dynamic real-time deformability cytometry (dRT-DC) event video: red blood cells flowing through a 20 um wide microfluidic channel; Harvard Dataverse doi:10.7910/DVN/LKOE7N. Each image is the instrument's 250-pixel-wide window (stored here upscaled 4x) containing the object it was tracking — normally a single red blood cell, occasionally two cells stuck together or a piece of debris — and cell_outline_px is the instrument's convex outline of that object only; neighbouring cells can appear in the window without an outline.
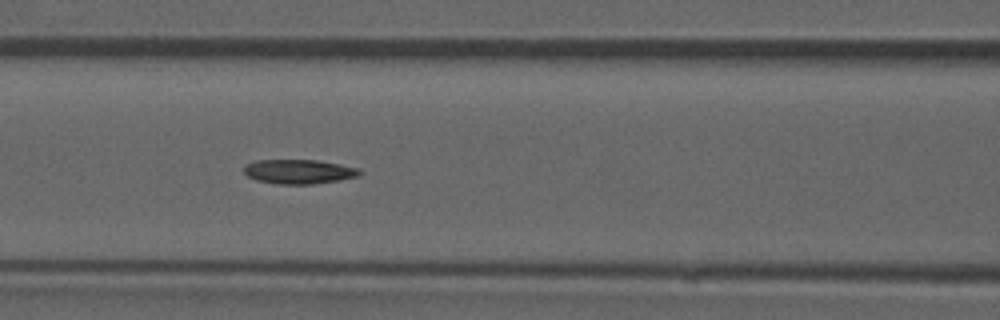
{"species": "common noctule bat (a hibernating species)", "species_latin": "Nyctalus noctula", "temperature_condition": "room temperature", "stored_images_in_passage": 53, "camera_frame_rate_fps": 3000, "um_per_image_px": 0.085, "animal": {"sex": "male", "forearm_length_mm": 52.5}, "frame": {"image": 1, "passage_image": 23, "time_ms": 7.333, "image_size_px": [1000, 320], "cell_outline_px": [[364, 172], [360, 176], [340, 180], [312, 184], [276, 184], [256, 180], [248, 176], [244, 172], [244, 164], [256, 160], [320, 160], [360, 168]], "centroid_in_image_um": [25.44, 14.58], "position_along_channel_um": 141.2, "area_um2": 16.7}, "authors_computed_cell_mechanics": {"area_um2": 16.6464, "velocity_mm_per_s": 3.8912, "shape_relaxation_time_tau1_ms": null, "shape_relaxation_time_tau2_ms": 10.3104, "deformation_change_tau1": null, "deformation_change_tau2": 0.1768}}